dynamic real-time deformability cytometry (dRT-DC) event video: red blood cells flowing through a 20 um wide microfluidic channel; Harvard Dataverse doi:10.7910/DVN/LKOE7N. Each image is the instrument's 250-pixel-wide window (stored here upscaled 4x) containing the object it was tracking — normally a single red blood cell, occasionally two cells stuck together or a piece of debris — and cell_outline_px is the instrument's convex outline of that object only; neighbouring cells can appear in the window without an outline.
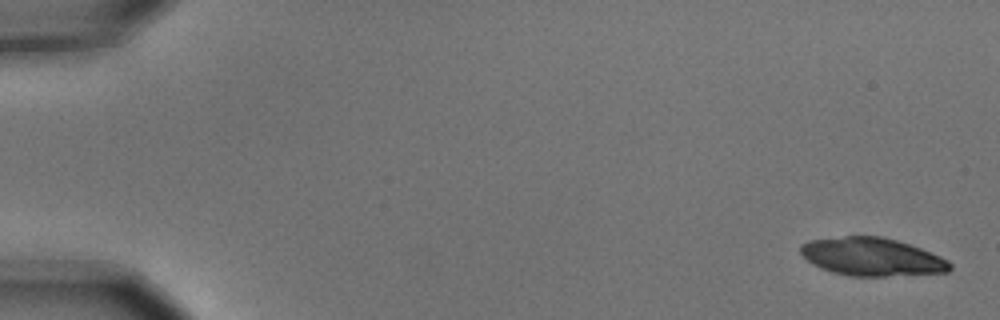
{"species": "common noctule bat (a hibernating species)", "species_latin": "Nyctalus noctula", "temperature_condition": "cold", "stored_images_in_passage": 15, "camera_frame_rate_fps": 3000, "um_per_image_px": 0.085, "animal": {"sex": "male", "body_mass_g": 15.6}, "frame": {"image": 1, "passage_image": 1, "time_ms": 0.0, "image_size_px": [1000, 320], "cell_outline_px": [[952, 268], [948, 272], [884, 276], [848, 276], [832, 272], [820, 268], [812, 264], [800, 252], [800, 244], [808, 240], [844, 236], [884, 236], [920, 248], [940, 256], [948, 260], [952, 264]], "centroid_in_image_um": [74.09, 21.83], "position_along_channel_um": 10.9, "area_um2": 33.18}}
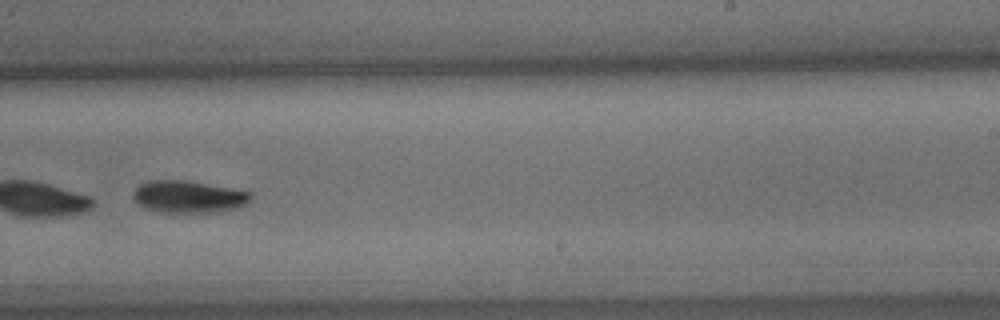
{"frame": {"image": 2, "passage_image": 10, "time_ms": 3.0, "image_size_px": [1000, 320], "cell_outline_px": [[252, 196], [240, 208], [224, 212], [164, 212], [148, 208], [140, 204], [132, 196], [132, 192], [140, 184], [148, 180], [184, 180], [252, 192]], "centroid_in_image_um": [16.04, 16.72], "position_along_channel_um": 273.0, "area_um2": 21.85}}
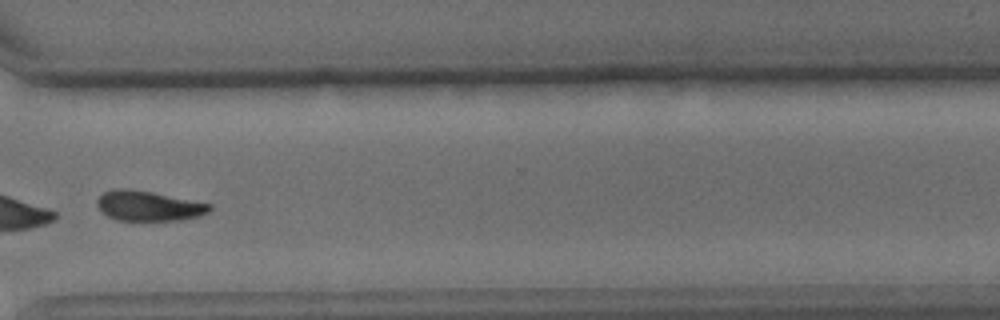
{"frame": {"image": 3, "passage_image": 12, "time_ms": 3.667, "image_size_px": [1000, 320], "cell_outline_px": [[212, 208], [208, 212], [200, 216], [184, 220], [116, 220], [100, 212], [96, 204], [96, 200], [104, 192], [116, 188], [124, 188], [152, 192], [212, 204]], "centroid_in_image_um": [12.61, 17.51], "position_along_channel_um": 358.0, "area_um2": 19.77}}